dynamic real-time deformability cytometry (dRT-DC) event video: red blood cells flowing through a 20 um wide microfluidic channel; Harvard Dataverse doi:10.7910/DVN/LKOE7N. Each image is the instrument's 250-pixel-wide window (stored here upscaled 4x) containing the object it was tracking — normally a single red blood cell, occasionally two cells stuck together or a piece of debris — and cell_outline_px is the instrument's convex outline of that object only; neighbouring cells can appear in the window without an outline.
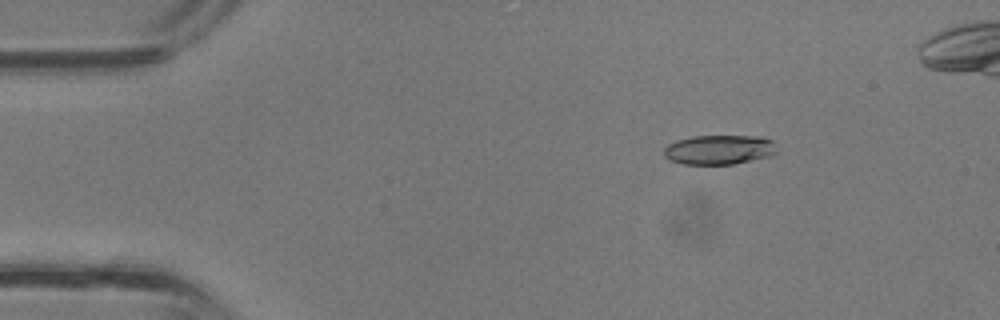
{"species": "common noctule bat (a hibernating species)", "species_latin": "Nyctalus noctula", "temperature_condition": "room temperature", "stored_images_in_passage": 35, "camera_frame_rate_fps": 3000, "um_per_image_px": 0.085, "animal": {"sex": "male", "body_mass_g": 13.3}, "frame": {"image": 1, "passage_image": 5, "time_ms": 1.333, "image_size_px": [1000, 320], "cell_outline_px": [[780, 152], [772, 156], [732, 164], [684, 164], [668, 160], [664, 156], [664, 148], [668, 144], [676, 140], [692, 136], [760, 136], [772, 140]], "centroid_in_image_um": [61.16, 12.72], "position_along_channel_um": 23.8, "area_um2": 19.71}}
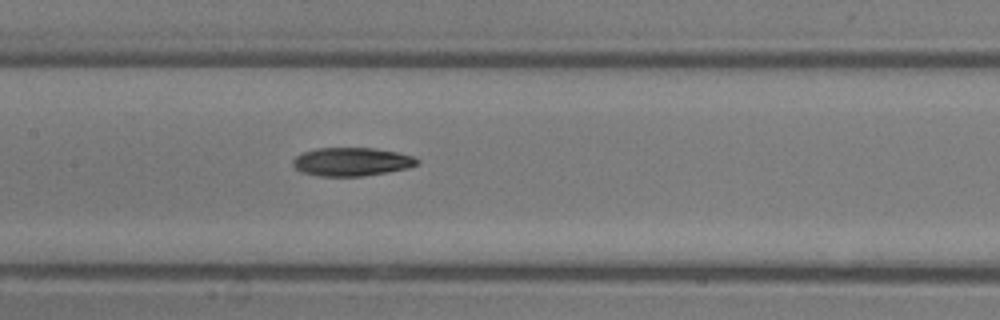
{"frame": {"image": 2, "passage_image": 17, "time_ms": 5.333, "image_size_px": [1000, 320], "cell_outline_px": [[420, 164], [408, 168], [364, 176], [316, 176], [300, 172], [292, 164], [292, 160], [296, 156], [304, 152], [316, 148], [372, 148], [396, 152], [412, 156], [420, 160]], "centroid_in_image_um": [29.88, 13.75], "position_along_channel_um": 177.5, "area_um2": 20.63}}
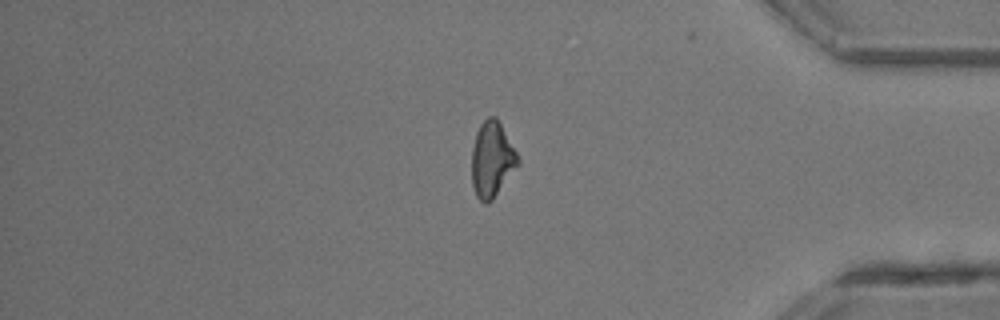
{"frame": {"image": 3, "passage_image": 30, "time_ms": 9.667, "image_size_px": [1000, 320], "cell_outline_px": [[520, 164], [492, 200], [488, 204], [484, 204], [476, 196], [472, 184], [472, 148], [476, 132], [480, 124], [488, 116], [496, 116], [516, 152], [520, 160]], "centroid_in_image_um": [41.81, 13.57], "position_along_channel_um": 393.4, "area_um2": 20.35}}